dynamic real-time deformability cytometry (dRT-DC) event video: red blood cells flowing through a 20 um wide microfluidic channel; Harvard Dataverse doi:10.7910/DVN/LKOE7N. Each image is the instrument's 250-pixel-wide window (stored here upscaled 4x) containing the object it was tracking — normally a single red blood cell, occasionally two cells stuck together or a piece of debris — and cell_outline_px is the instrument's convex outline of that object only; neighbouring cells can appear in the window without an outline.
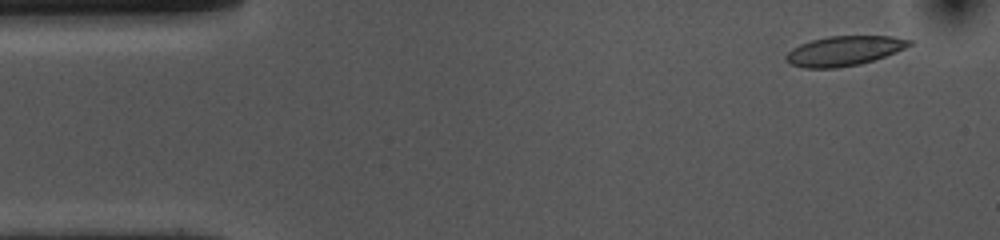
{"species": "common noctule bat (a hibernating species)", "species_latin": "Nyctalus noctula", "temperature_condition": "cold", "stored_images_in_passage": 51, "camera_frame_rate_fps": 3000, "um_per_image_px": 0.085, "animal": {"sex": "female", "body_mass_g": 10.0, "forearm_length_mm": 53.1}, "frame": {"image": 1, "passage_image": 1, "time_ms": 0.0, "image_size_px": [1000, 240], "cell_outline_px": [[912, 44], [896, 52], [860, 64], [836, 68], [804, 68], [792, 64], [784, 60], [784, 56], [792, 48], [800, 44], [812, 40], [828, 36], [892, 36], [912, 40]], "centroid_in_image_um": [71.72, 4.32], "position_along_channel_um": 13.3, "area_um2": 21.27}}
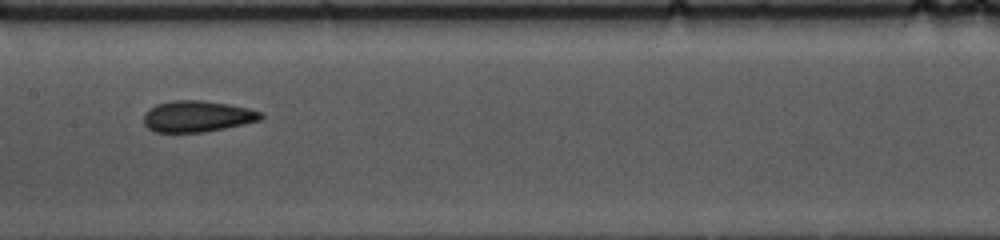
{"frame": {"image": 2, "passage_image": 23, "time_ms": 7.333, "image_size_px": [1000, 240], "cell_outline_px": [[264, 116], [260, 120], [244, 124], [204, 132], [152, 132], [144, 124], [144, 116], [156, 104], [172, 100], [200, 100], [228, 104], [248, 108], [260, 112]], "centroid_in_image_um": [16.77, 9.89], "position_along_channel_um": 190.6, "area_um2": 21.15}}
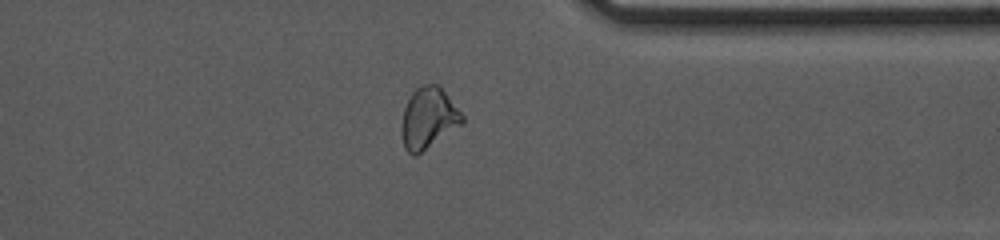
{"frame": {"image": 3, "passage_image": 39, "time_ms": 12.667, "image_size_px": [1000, 240], "cell_outline_px": [[464, 124], [416, 156], [412, 156], [404, 148], [400, 132], [400, 128], [404, 108], [412, 92], [420, 84], [440, 84], [464, 116]], "centroid_in_image_um": [36.42, 10.05], "position_along_channel_um": 375.0, "area_um2": 22.14}, "authors_computed_cell_mechanics": {"area_um2": 21.5016, "velocity_mm_per_s": 3.6189, "shape_relaxation_time_tau1_ms": 6.6546, "shape_relaxation_time_tau2_ms": 1.9568, "deformation_change_tau1": 0.1449, "deformation_change_tau2": 0.0859}}